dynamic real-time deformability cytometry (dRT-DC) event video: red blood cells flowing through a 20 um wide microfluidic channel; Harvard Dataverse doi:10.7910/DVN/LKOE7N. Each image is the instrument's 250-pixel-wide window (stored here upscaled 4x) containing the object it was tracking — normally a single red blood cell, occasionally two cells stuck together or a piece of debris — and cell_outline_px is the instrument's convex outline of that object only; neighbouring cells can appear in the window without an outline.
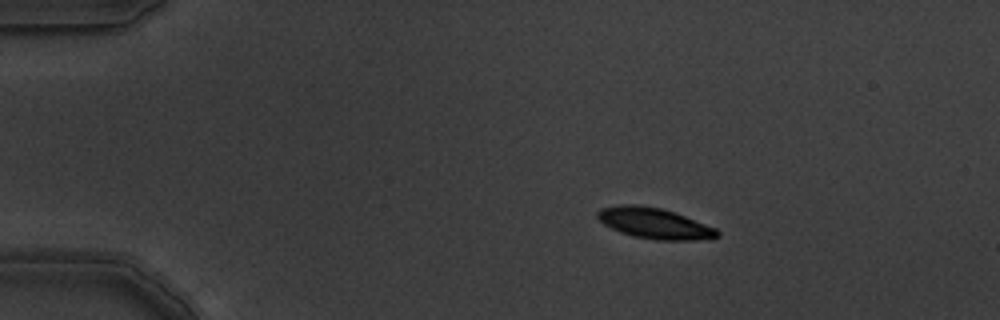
{"species": "common noctule bat (a hibernating species)", "species_latin": "Nyctalus noctula", "temperature_condition": "warm", "stored_images_in_passage": 6, "segment_of_instrument_passage": [1, 2], "camera_frame_rate_fps": 3000, "um_per_image_px": 0.085, "animal": {"sex": "male", "body_mass_g": 19.5, "forearm_length_mm": 54.6}, "frame": {"image": 1, "passage_image": 3, "time_ms": 0.667, "image_size_px": [1000, 320], "cell_outline_px": [[720, 236], [712, 240], [656, 240], [632, 236], [620, 232], [604, 224], [596, 216], [596, 212], [600, 208], [620, 204], [640, 204], [660, 208], [676, 212], [716, 228], [720, 232]], "centroid_in_image_um": [55.66, 18.98], "position_along_channel_um": 29.3, "area_um2": 21.91}}